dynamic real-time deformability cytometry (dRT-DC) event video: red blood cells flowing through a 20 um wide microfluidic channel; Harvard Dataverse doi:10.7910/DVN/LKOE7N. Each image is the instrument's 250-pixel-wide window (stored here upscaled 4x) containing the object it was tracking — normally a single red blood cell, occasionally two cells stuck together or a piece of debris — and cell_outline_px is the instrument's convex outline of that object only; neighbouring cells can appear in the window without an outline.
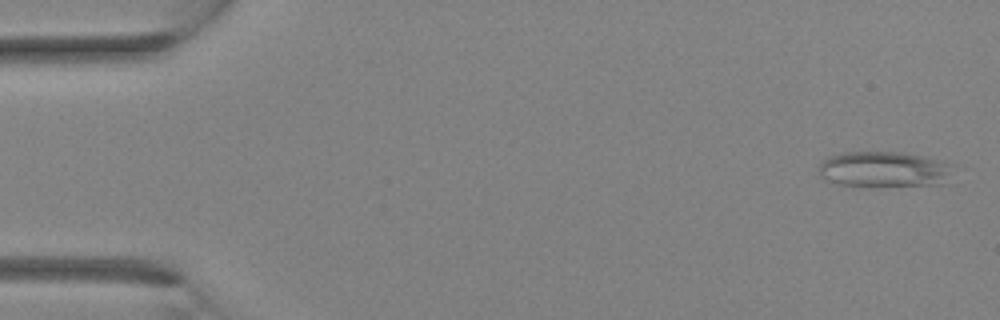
{"species": "Egyptian fruit bat (a non-hibernating species)", "species_latin": "Rousettus aegyptiacus", "temperature_condition": "room temperature", "stored_images_in_passage": 32, "camera_frame_rate_fps": 3000, "um_per_image_px": 0.085, "animal": {"sex": "female"}, "frame": {"image": 1, "passage_image": 1, "time_ms": 0.0, "image_size_px": [1000, 320], "cell_outline_px": [[956, 164], [944, 184], [868, 188], [860, 188], [840, 184], [828, 180], [820, 176], [820, 164], [828, 156], [844, 152], [900, 152], [940, 160]], "centroid_in_image_um": [75.17, 14.43], "position_along_channel_um": 9.8, "area_um2": 28.67}}
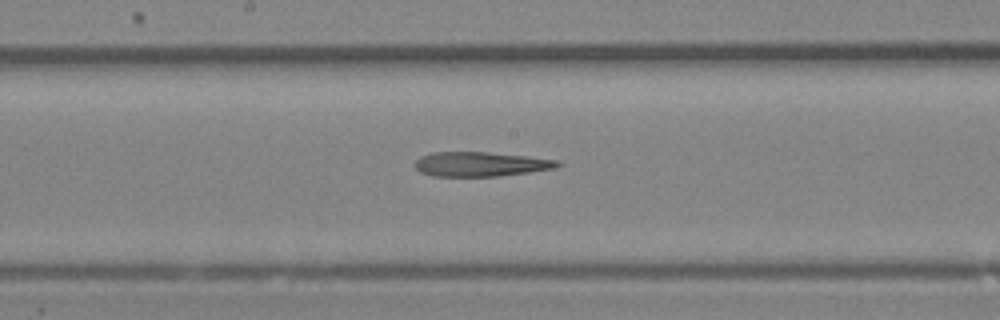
{"frame": {"image": 2, "passage_image": 17, "time_ms": 5.333, "image_size_px": [1000, 320], "cell_outline_px": [[564, 164], [552, 168], [528, 172], [500, 176], [432, 176], [420, 172], [416, 168], [416, 160], [420, 156], [432, 152], [484, 152], [528, 156], [560, 160]], "centroid_in_image_um": [40.86, 13.95], "position_along_channel_um": 207.3, "area_um2": 20.35}}
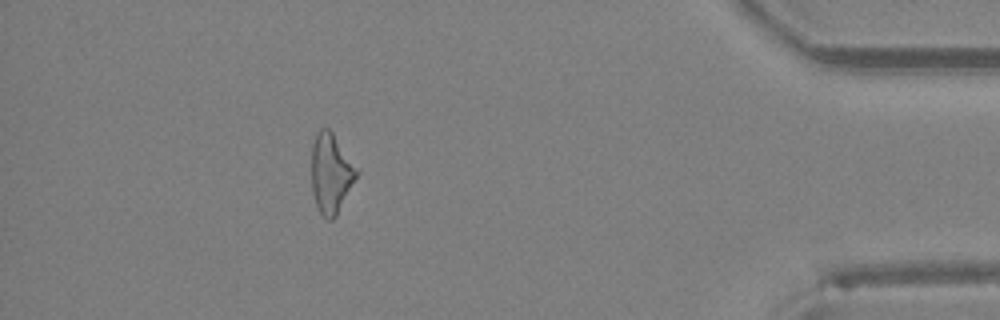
{"frame": {"image": 3, "passage_image": 29, "time_ms": 9.333, "image_size_px": [1000, 320], "cell_outline_px": [[360, 172], [336, 216], [332, 220], [328, 220], [320, 212], [316, 204], [312, 192], [312, 144], [316, 132], [320, 128], [328, 128], [332, 132]], "centroid_in_image_um": [28.13, 14.73], "position_along_channel_um": 407.1, "area_um2": 20.87}}